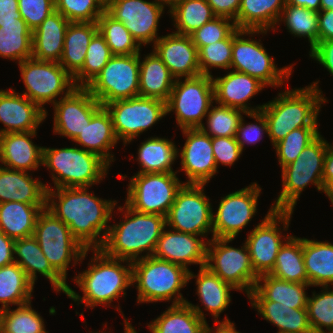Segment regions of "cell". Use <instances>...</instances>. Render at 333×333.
<instances>
[{
	"instance_id": "cell-1",
	"label": "cell",
	"mask_w": 333,
	"mask_h": 333,
	"mask_svg": "<svg viewBox=\"0 0 333 333\" xmlns=\"http://www.w3.org/2000/svg\"><path fill=\"white\" fill-rule=\"evenodd\" d=\"M46 187V208L69 227L85 249H100L117 201L99 198L89 193V187Z\"/></svg>"
},
{
	"instance_id": "cell-2",
	"label": "cell",
	"mask_w": 333,
	"mask_h": 333,
	"mask_svg": "<svg viewBox=\"0 0 333 333\" xmlns=\"http://www.w3.org/2000/svg\"><path fill=\"white\" fill-rule=\"evenodd\" d=\"M94 256L88 264V269L74 277L83 296L69 286L67 297L77 305L85 304L92 309L96 306H110L113 300L123 295L132 284V262L107 256L101 249H91ZM127 263L126 266L122 263Z\"/></svg>"
},
{
	"instance_id": "cell-3",
	"label": "cell",
	"mask_w": 333,
	"mask_h": 333,
	"mask_svg": "<svg viewBox=\"0 0 333 333\" xmlns=\"http://www.w3.org/2000/svg\"><path fill=\"white\" fill-rule=\"evenodd\" d=\"M118 210L124 213L125 219L118 224L109 225L100 249L107 256L130 262L153 256L158 239L167 227L166 218L162 215L138 212L126 203L123 207L118 206ZM142 252H146V255H141Z\"/></svg>"
},
{
	"instance_id": "cell-4",
	"label": "cell",
	"mask_w": 333,
	"mask_h": 333,
	"mask_svg": "<svg viewBox=\"0 0 333 333\" xmlns=\"http://www.w3.org/2000/svg\"><path fill=\"white\" fill-rule=\"evenodd\" d=\"M318 83L319 81H316L304 88H294V90L286 89L261 108L267 121V135L273 146L292 130L318 127L321 104L328 102Z\"/></svg>"
},
{
	"instance_id": "cell-5",
	"label": "cell",
	"mask_w": 333,
	"mask_h": 333,
	"mask_svg": "<svg viewBox=\"0 0 333 333\" xmlns=\"http://www.w3.org/2000/svg\"><path fill=\"white\" fill-rule=\"evenodd\" d=\"M184 266L154 256L132 262V284L137 293V303H153L170 300L172 305L186 303L180 290L188 284Z\"/></svg>"
},
{
	"instance_id": "cell-6",
	"label": "cell",
	"mask_w": 333,
	"mask_h": 333,
	"mask_svg": "<svg viewBox=\"0 0 333 333\" xmlns=\"http://www.w3.org/2000/svg\"><path fill=\"white\" fill-rule=\"evenodd\" d=\"M51 171L55 188L92 187L108 174L109 164L82 148L43 147V165Z\"/></svg>"
},
{
	"instance_id": "cell-7",
	"label": "cell",
	"mask_w": 333,
	"mask_h": 333,
	"mask_svg": "<svg viewBox=\"0 0 333 333\" xmlns=\"http://www.w3.org/2000/svg\"><path fill=\"white\" fill-rule=\"evenodd\" d=\"M328 145L319 134L294 162L281 169L282 190L272 204V210L294 211L299 196L309 184L315 185L318 192H324L322 174Z\"/></svg>"
},
{
	"instance_id": "cell-8",
	"label": "cell",
	"mask_w": 333,
	"mask_h": 333,
	"mask_svg": "<svg viewBox=\"0 0 333 333\" xmlns=\"http://www.w3.org/2000/svg\"><path fill=\"white\" fill-rule=\"evenodd\" d=\"M268 30L236 29L232 33L231 70L248 74L266 87H280L285 79L289 80L293 65L282 68L275 66L274 58L269 56L261 40L245 39L244 36L267 34ZM247 34V35H246ZM244 35V36H243Z\"/></svg>"
},
{
	"instance_id": "cell-9",
	"label": "cell",
	"mask_w": 333,
	"mask_h": 333,
	"mask_svg": "<svg viewBox=\"0 0 333 333\" xmlns=\"http://www.w3.org/2000/svg\"><path fill=\"white\" fill-rule=\"evenodd\" d=\"M33 236L52 268L67 281L71 261L74 265L86 258L90 249H85L72 235L69 227L47 208H44L36 221Z\"/></svg>"
},
{
	"instance_id": "cell-10",
	"label": "cell",
	"mask_w": 333,
	"mask_h": 333,
	"mask_svg": "<svg viewBox=\"0 0 333 333\" xmlns=\"http://www.w3.org/2000/svg\"><path fill=\"white\" fill-rule=\"evenodd\" d=\"M215 101L212 76L200 74L176 79L166 102L167 114L174 111L181 129L200 128Z\"/></svg>"
},
{
	"instance_id": "cell-11",
	"label": "cell",
	"mask_w": 333,
	"mask_h": 333,
	"mask_svg": "<svg viewBox=\"0 0 333 333\" xmlns=\"http://www.w3.org/2000/svg\"><path fill=\"white\" fill-rule=\"evenodd\" d=\"M18 64L26 87L23 95L44 110L46 117L45 104L54 105L58 96L66 97L76 88L73 77L58 62L29 58Z\"/></svg>"
},
{
	"instance_id": "cell-12",
	"label": "cell",
	"mask_w": 333,
	"mask_h": 333,
	"mask_svg": "<svg viewBox=\"0 0 333 333\" xmlns=\"http://www.w3.org/2000/svg\"><path fill=\"white\" fill-rule=\"evenodd\" d=\"M177 172L136 173L130 178L125 203L138 212L166 217L185 184L178 179Z\"/></svg>"
},
{
	"instance_id": "cell-13",
	"label": "cell",
	"mask_w": 333,
	"mask_h": 333,
	"mask_svg": "<svg viewBox=\"0 0 333 333\" xmlns=\"http://www.w3.org/2000/svg\"><path fill=\"white\" fill-rule=\"evenodd\" d=\"M85 88L102 106L139 96V53L113 55Z\"/></svg>"
},
{
	"instance_id": "cell-14",
	"label": "cell",
	"mask_w": 333,
	"mask_h": 333,
	"mask_svg": "<svg viewBox=\"0 0 333 333\" xmlns=\"http://www.w3.org/2000/svg\"><path fill=\"white\" fill-rule=\"evenodd\" d=\"M234 239L212 238L207 243L206 267L236 290L246 292L254 289L258 276L255 274L248 248L228 244Z\"/></svg>"
},
{
	"instance_id": "cell-15",
	"label": "cell",
	"mask_w": 333,
	"mask_h": 333,
	"mask_svg": "<svg viewBox=\"0 0 333 333\" xmlns=\"http://www.w3.org/2000/svg\"><path fill=\"white\" fill-rule=\"evenodd\" d=\"M104 107L118 141L123 140L125 146L167 115L166 102L142 96L117 100Z\"/></svg>"
},
{
	"instance_id": "cell-16",
	"label": "cell",
	"mask_w": 333,
	"mask_h": 333,
	"mask_svg": "<svg viewBox=\"0 0 333 333\" xmlns=\"http://www.w3.org/2000/svg\"><path fill=\"white\" fill-rule=\"evenodd\" d=\"M205 185L184 184L166 215V226L183 233L213 238V210ZM208 233V234H207Z\"/></svg>"
},
{
	"instance_id": "cell-17",
	"label": "cell",
	"mask_w": 333,
	"mask_h": 333,
	"mask_svg": "<svg viewBox=\"0 0 333 333\" xmlns=\"http://www.w3.org/2000/svg\"><path fill=\"white\" fill-rule=\"evenodd\" d=\"M293 212L270 208L261 223H258L247 235L245 244L253 270L258 277L273 270L280 247L291 236L287 234L282 236L279 224L283 223L282 230L287 231Z\"/></svg>"
},
{
	"instance_id": "cell-18",
	"label": "cell",
	"mask_w": 333,
	"mask_h": 333,
	"mask_svg": "<svg viewBox=\"0 0 333 333\" xmlns=\"http://www.w3.org/2000/svg\"><path fill=\"white\" fill-rule=\"evenodd\" d=\"M165 6L160 0H106L105 10L120 21L140 46L152 44ZM143 44V45H142Z\"/></svg>"
},
{
	"instance_id": "cell-19",
	"label": "cell",
	"mask_w": 333,
	"mask_h": 333,
	"mask_svg": "<svg viewBox=\"0 0 333 333\" xmlns=\"http://www.w3.org/2000/svg\"><path fill=\"white\" fill-rule=\"evenodd\" d=\"M256 182L224 197L213 212V238L235 239L257 212L261 187Z\"/></svg>"
},
{
	"instance_id": "cell-20",
	"label": "cell",
	"mask_w": 333,
	"mask_h": 333,
	"mask_svg": "<svg viewBox=\"0 0 333 333\" xmlns=\"http://www.w3.org/2000/svg\"><path fill=\"white\" fill-rule=\"evenodd\" d=\"M53 106V133L67 137L73 142L102 105L86 88L76 87Z\"/></svg>"
},
{
	"instance_id": "cell-21",
	"label": "cell",
	"mask_w": 333,
	"mask_h": 333,
	"mask_svg": "<svg viewBox=\"0 0 333 333\" xmlns=\"http://www.w3.org/2000/svg\"><path fill=\"white\" fill-rule=\"evenodd\" d=\"M186 142L180 150L181 170L185 172L188 180L185 184L205 185L216 175L212 138L200 128L181 129Z\"/></svg>"
},
{
	"instance_id": "cell-22",
	"label": "cell",
	"mask_w": 333,
	"mask_h": 333,
	"mask_svg": "<svg viewBox=\"0 0 333 333\" xmlns=\"http://www.w3.org/2000/svg\"><path fill=\"white\" fill-rule=\"evenodd\" d=\"M165 228L158 239L153 256L184 266L199 264V268L206 265L207 242L205 238Z\"/></svg>"
},
{
	"instance_id": "cell-23",
	"label": "cell",
	"mask_w": 333,
	"mask_h": 333,
	"mask_svg": "<svg viewBox=\"0 0 333 333\" xmlns=\"http://www.w3.org/2000/svg\"><path fill=\"white\" fill-rule=\"evenodd\" d=\"M46 112L14 89L0 90V134L37 131Z\"/></svg>"
},
{
	"instance_id": "cell-24",
	"label": "cell",
	"mask_w": 333,
	"mask_h": 333,
	"mask_svg": "<svg viewBox=\"0 0 333 333\" xmlns=\"http://www.w3.org/2000/svg\"><path fill=\"white\" fill-rule=\"evenodd\" d=\"M152 48L176 79L201 74L198 49L191 36L172 32L160 36Z\"/></svg>"
},
{
	"instance_id": "cell-25",
	"label": "cell",
	"mask_w": 333,
	"mask_h": 333,
	"mask_svg": "<svg viewBox=\"0 0 333 333\" xmlns=\"http://www.w3.org/2000/svg\"><path fill=\"white\" fill-rule=\"evenodd\" d=\"M213 79L215 103L221 106H227L243 110L245 113L260 111L264 104L249 107L250 100L265 85L258 79L244 73L229 71L223 77ZM248 103V104H247Z\"/></svg>"
},
{
	"instance_id": "cell-26",
	"label": "cell",
	"mask_w": 333,
	"mask_h": 333,
	"mask_svg": "<svg viewBox=\"0 0 333 333\" xmlns=\"http://www.w3.org/2000/svg\"><path fill=\"white\" fill-rule=\"evenodd\" d=\"M36 131L0 134V162L3 167L30 173L43 165V146L32 139Z\"/></svg>"
},
{
	"instance_id": "cell-27",
	"label": "cell",
	"mask_w": 333,
	"mask_h": 333,
	"mask_svg": "<svg viewBox=\"0 0 333 333\" xmlns=\"http://www.w3.org/2000/svg\"><path fill=\"white\" fill-rule=\"evenodd\" d=\"M13 252L16 255L15 263L25 271L34 285L39 273L50 281L52 289L57 293H67L68 283L52 268L33 235L15 240Z\"/></svg>"
},
{
	"instance_id": "cell-28",
	"label": "cell",
	"mask_w": 333,
	"mask_h": 333,
	"mask_svg": "<svg viewBox=\"0 0 333 333\" xmlns=\"http://www.w3.org/2000/svg\"><path fill=\"white\" fill-rule=\"evenodd\" d=\"M26 171L12 170L0 164V203L15 201L46 205L47 187Z\"/></svg>"
},
{
	"instance_id": "cell-29",
	"label": "cell",
	"mask_w": 333,
	"mask_h": 333,
	"mask_svg": "<svg viewBox=\"0 0 333 333\" xmlns=\"http://www.w3.org/2000/svg\"><path fill=\"white\" fill-rule=\"evenodd\" d=\"M82 149L99 155L109 165L114 162L111 149L116 146L118 139L115 135L112 119L104 106H101L91 117L83 131L73 141Z\"/></svg>"
},
{
	"instance_id": "cell-30",
	"label": "cell",
	"mask_w": 333,
	"mask_h": 333,
	"mask_svg": "<svg viewBox=\"0 0 333 333\" xmlns=\"http://www.w3.org/2000/svg\"><path fill=\"white\" fill-rule=\"evenodd\" d=\"M69 23L55 10L32 31V58L59 63Z\"/></svg>"
},
{
	"instance_id": "cell-31",
	"label": "cell",
	"mask_w": 333,
	"mask_h": 333,
	"mask_svg": "<svg viewBox=\"0 0 333 333\" xmlns=\"http://www.w3.org/2000/svg\"><path fill=\"white\" fill-rule=\"evenodd\" d=\"M207 321L200 306L190 303L172 305L148 324L151 333H205Z\"/></svg>"
},
{
	"instance_id": "cell-32",
	"label": "cell",
	"mask_w": 333,
	"mask_h": 333,
	"mask_svg": "<svg viewBox=\"0 0 333 333\" xmlns=\"http://www.w3.org/2000/svg\"><path fill=\"white\" fill-rule=\"evenodd\" d=\"M308 283L285 281L270 274L258 277L254 289L248 295L250 301H274L295 309L306 308Z\"/></svg>"
},
{
	"instance_id": "cell-33",
	"label": "cell",
	"mask_w": 333,
	"mask_h": 333,
	"mask_svg": "<svg viewBox=\"0 0 333 333\" xmlns=\"http://www.w3.org/2000/svg\"><path fill=\"white\" fill-rule=\"evenodd\" d=\"M139 53V96L167 102L176 78L152 50L141 61Z\"/></svg>"
},
{
	"instance_id": "cell-34",
	"label": "cell",
	"mask_w": 333,
	"mask_h": 333,
	"mask_svg": "<svg viewBox=\"0 0 333 333\" xmlns=\"http://www.w3.org/2000/svg\"><path fill=\"white\" fill-rule=\"evenodd\" d=\"M199 273L189 270L188 281L196 278V295L205 307L214 317V322H220L218 317L226 310L231 302L230 292L236 289L227 282H224L219 276L212 273L206 266L199 268Z\"/></svg>"
},
{
	"instance_id": "cell-35",
	"label": "cell",
	"mask_w": 333,
	"mask_h": 333,
	"mask_svg": "<svg viewBox=\"0 0 333 333\" xmlns=\"http://www.w3.org/2000/svg\"><path fill=\"white\" fill-rule=\"evenodd\" d=\"M46 205L15 201L0 203V230L14 240L32 236L37 218Z\"/></svg>"
},
{
	"instance_id": "cell-36",
	"label": "cell",
	"mask_w": 333,
	"mask_h": 333,
	"mask_svg": "<svg viewBox=\"0 0 333 333\" xmlns=\"http://www.w3.org/2000/svg\"><path fill=\"white\" fill-rule=\"evenodd\" d=\"M303 260L309 285H333V243L303 238Z\"/></svg>"
},
{
	"instance_id": "cell-37",
	"label": "cell",
	"mask_w": 333,
	"mask_h": 333,
	"mask_svg": "<svg viewBox=\"0 0 333 333\" xmlns=\"http://www.w3.org/2000/svg\"><path fill=\"white\" fill-rule=\"evenodd\" d=\"M98 32L97 22H70L59 64L73 77L83 66L90 40Z\"/></svg>"
},
{
	"instance_id": "cell-38",
	"label": "cell",
	"mask_w": 333,
	"mask_h": 333,
	"mask_svg": "<svg viewBox=\"0 0 333 333\" xmlns=\"http://www.w3.org/2000/svg\"><path fill=\"white\" fill-rule=\"evenodd\" d=\"M286 0H241L237 14V28L270 30L275 32Z\"/></svg>"
},
{
	"instance_id": "cell-39",
	"label": "cell",
	"mask_w": 333,
	"mask_h": 333,
	"mask_svg": "<svg viewBox=\"0 0 333 333\" xmlns=\"http://www.w3.org/2000/svg\"><path fill=\"white\" fill-rule=\"evenodd\" d=\"M259 315L278 328L277 333H307L312 331L307 308L295 309L274 301H250Z\"/></svg>"
},
{
	"instance_id": "cell-40",
	"label": "cell",
	"mask_w": 333,
	"mask_h": 333,
	"mask_svg": "<svg viewBox=\"0 0 333 333\" xmlns=\"http://www.w3.org/2000/svg\"><path fill=\"white\" fill-rule=\"evenodd\" d=\"M178 149L172 140L150 137L139 146L136 161L140 164L141 173H168L178 157Z\"/></svg>"
},
{
	"instance_id": "cell-41",
	"label": "cell",
	"mask_w": 333,
	"mask_h": 333,
	"mask_svg": "<svg viewBox=\"0 0 333 333\" xmlns=\"http://www.w3.org/2000/svg\"><path fill=\"white\" fill-rule=\"evenodd\" d=\"M271 276L295 283H308L303 260V238L290 236L280 247Z\"/></svg>"
},
{
	"instance_id": "cell-42",
	"label": "cell",
	"mask_w": 333,
	"mask_h": 333,
	"mask_svg": "<svg viewBox=\"0 0 333 333\" xmlns=\"http://www.w3.org/2000/svg\"><path fill=\"white\" fill-rule=\"evenodd\" d=\"M33 289L34 284L17 263L0 268V310L32 302Z\"/></svg>"
},
{
	"instance_id": "cell-43",
	"label": "cell",
	"mask_w": 333,
	"mask_h": 333,
	"mask_svg": "<svg viewBox=\"0 0 333 333\" xmlns=\"http://www.w3.org/2000/svg\"><path fill=\"white\" fill-rule=\"evenodd\" d=\"M0 57L18 63L32 58V30L22 18L0 23Z\"/></svg>"
},
{
	"instance_id": "cell-44",
	"label": "cell",
	"mask_w": 333,
	"mask_h": 333,
	"mask_svg": "<svg viewBox=\"0 0 333 333\" xmlns=\"http://www.w3.org/2000/svg\"><path fill=\"white\" fill-rule=\"evenodd\" d=\"M167 13H170L177 29L174 33L187 36L216 17L207 0H181Z\"/></svg>"
},
{
	"instance_id": "cell-45",
	"label": "cell",
	"mask_w": 333,
	"mask_h": 333,
	"mask_svg": "<svg viewBox=\"0 0 333 333\" xmlns=\"http://www.w3.org/2000/svg\"><path fill=\"white\" fill-rule=\"evenodd\" d=\"M98 32L105 39L113 55L140 53L141 46L127 28L106 10L97 21Z\"/></svg>"
},
{
	"instance_id": "cell-46",
	"label": "cell",
	"mask_w": 333,
	"mask_h": 333,
	"mask_svg": "<svg viewBox=\"0 0 333 333\" xmlns=\"http://www.w3.org/2000/svg\"><path fill=\"white\" fill-rule=\"evenodd\" d=\"M31 306L29 302L13 310H0V333H48L43 317Z\"/></svg>"
},
{
	"instance_id": "cell-47",
	"label": "cell",
	"mask_w": 333,
	"mask_h": 333,
	"mask_svg": "<svg viewBox=\"0 0 333 333\" xmlns=\"http://www.w3.org/2000/svg\"><path fill=\"white\" fill-rule=\"evenodd\" d=\"M284 22L290 34L295 37L306 38L310 43V50L318 43V13L304 7L285 4L279 22Z\"/></svg>"
},
{
	"instance_id": "cell-48",
	"label": "cell",
	"mask_w": 333,
	"mask_h": 333,
	"mask_svg": "<svg viewBox=\"0 0 333 333\" xmlns=\"http://www.w3.org/2000/svg\"><path fill=\"white\" fill-rule=\"evenodd\" d=\"M113 56L105 39L97 32L90 40L82 68L73 76L76 87H86Z\"/></svg>"
},
{
	"instance_id": "cell-49",
	"label": "cell",
	"mask_w": 333,
	"mask_h": 333,
	"mask_svg": "<svg viewBox=\"0 0 333 333\" xmlns=\"http://www.w3.org/2000/svg\"><path fill=\"white\" fill-rule=\"evenodd\" d=\"M245 114L243 110L227 107V106H213L210 107L208 114L205 116L206 125L203 124L200 129L208 134L211 138L214 137H236L239 123L242 115ZM208 119V120H207Z\"/></svg>"
},
{
	"instance_id": "cell-50",
	"label": "cell",
	"mask_w": 333,
	"mask_h": 333,
	"mask_svg": "<svg viewBox=\"0 0 333 333\" xmlns=\"http://www.w3.org/2000/svg\"><path fill=\"white\" fill-rule=\"evenodd\" d=\"M322 289L321 293L312 292V297H308V319L313 332L333 333V290L328 286ZM323 327L329 332H325Z\"/></svg>"
},
{
	"instance_id": "cell-51",
	"label": "cell",
	"mask_w": 333,
	"mask_h": 333,
	"mask_svg": "<svg viewBox=\"0 0 333 333\" xmlns=\"http://www.w3.org/2000/svg\"><path fill=\"white\" fill-rule=\"evenodd\" d=\"M320 134L318 127H302L289 132L273 147L281 169L294 162L302 150Z\"/></svg>"
},
{
	"instance_id": "cell-52",
	"label": "cell",
	"mask_w": 333,
	"mask_h": 333,
	"mask_svg": "<svg viewBox=\"0 0 333 333\" xmlns=\"http://www.w3.org/2000/svg\"><path fill=\"white\" fill-rule=\"evenodd\" d=\"M55 10L69 22H97L106 0H54Z\"/></svg>"
},
{
	"instance_id": "cell-53",
	"label": "cell",
	"mask_w": 333,
	"mask_h": 333,
	"mask_svg": "<svg viewBox=\"0 0 333 333\" xmlns=\"http://www.w3.org/2000/svg\"><path fill=\"white\" fill-rule=\"evenodd\" d=\"M232 59V34L221 41L201 47L198 50L200 72L211 75L212 68L231 69Z\"/></svg>"
},
{
	"instance_id": "cell-54",
	"label": "cell",
	"mask_w": 333,
	"mask_h": 333,
	"mask_svg": "<svg viewBox=\"0 0 333 333\" xmlns=\"http://www.w3.org/2000/svg\"><path fill=\"white\" fill-rule=\"evenodd\" d=\"M236 29V24L231 19L216 16L190 36L199 50L203 46L228 38Z\"/></svg>"
},
{
	"instance_id": "cell-55",
	"label": "cell",
	"mask_w": 333,
	"mask_h": 333,
	"mask_svg": "<svg viewBox=\"0 0 333 333\" xmlns=\"http://www.w3.org/2000/svg\"><path fill=\"white\" fill-rule=\"evenodd\" d=\"M19 13L27 26L34 31L55 11L54 0H18Z\"/></svg>"
},
{
	"instance_id": "cell-56",
	"label": "cell",
	"mask_w": 333,
	"mask_h": 333,
	"mask_svg": "<svg viewBox=\"0 0 333 333\" xmlns=\"http://www.w3.org/2000/svg\"><path fill=\"white\" fill-rule=\"evenodd\" d=\"M250 118L255 119V123H246L244 121V117H242L237 133H236V140L241 147L242 151L245 149L244 146L245 144H256L260 140H262L263 134L267 133L268 134V126H267V121L264 117L263 112L256 111V112H250V113H245Z\"/></svg>"
},
{
	"instance_id": "cell-57",
	"label": "cell",
	"mask_w": 333,
	"mask_h": 333,
	"mask_svg": "<svg viewBox=\"0 0 333 333\" xmlns=\"http://www.w3.org/2000/svg\"><path fill=\"white\" fill-rule=\"evenodd\" d=\"M212 150L215 163L218 165L232 166L238 161L243 151L236 137H214L212 138Z\"/></svg>"
},
{
	"instance_id": "cell-58",
	"label": "cell",
	"mask_w": 333,
	"mask_h": 333,
	"mask_svg": "<svg viewBox=\"0 0 333 333\" xmlns=\"http://www.w3.org/2000/svg\"><path fill=\"white\" fill-rule=\"evenodd\" d=\"M312 59L321 64L333 76V40L318 41L309 51Z\"/></svg>"
},
{
	"instance_id": "cell-59",
	"label": "cell",
	"mask_w": 333,
	"mask_h": 333,
	"mask_svg": "<svg viewBox=\"0 0 333 333\" xmlns=\"http://www.w3.org/2000/svg\"><path fill=\"white\" fill-rule=\"evenodd\" d=\"M213 13L217 17H225L235 22L237 27V14L241 0H207Z\"/></svg>"
},
{
	"instance_id": "cell-60",
	"label": "cell",
	"mask_w": 333,
	"mask_h": 333,
	"mask_svg": "<svg viewBox=\"0 0 333 333\" xmlns=\"http://www.w3.org/2000/svg\"><path fill=\"white\" fill-rule=\"evenodd\" d=\"M333 40V10L318 13V41Z\"/></svg>"
},
{
	"instance_id": "cell-61",
	"label": "cell",
	"mask_w": 333,
	"mask_h": 333,
	"mask_svg": "<svg viewBox=\"0 0 333 333\" xmlns=\"http://www.w3.org/2000/svg\"><path fill=\"white\" fill-rule=\"evenodd\" d=\"M21 18L18 0H0V23L17 22Z\"/></svg>"
},
{
	"instance_id": "cell-62",
	"label": "cell",
	"mask_w": 333,
	"mask_h": 333,
	"mask_svg": "<svg viewBox=\"0 0 333 333\" xmlns=\"http://www.w3.org/2000/svg\"><path fill=\"white\" fill-rule=\"evenodd\" d=\"M14 239L0 230V268L14 263Z\"/></svg>"
},
{
	"instance_id": "cell-63",
	"label": "cell",
	"mask_w": 333,
	"mask_h": 333,
	"mask_svg": "<svg viewBox=\"0 0 333 333\" xmlns=\"http://www.w3.org/2000/svg\"><path fill=\"white\" fill-rule=\"evenodd\" d=\"M322 180L324 187L333 180V145L329 144L324 158Z\"/></svg>"
},
{
	"instance_id": "cell-64",
	"label": "cell",
	"mask_w": 333,
	"mask_h": 333,
	"mask_svg": "<svg viewBox=\"0 0 333 333\" xmlns=\"http://www.w3.org/2000/svg\"><path fill=\"white\" fill-rule=\"evenodd\" d=\"M215 329H211L206 325L205 333H241L235 329L234 322H231L227 316L220 322H215Z\"/></svg>"
},
{
	"instance_id": "cell-65",
	"label": "cell",
	"mask_w": 333,
	"mask_h": 333,
	"mask_svg": "<svg viewBox=\"0 0 333 333\" xmlns=\"http://www.w3.org/2000/svg\"><path fill=\"white\" fill-rule=\"evenodd\" d=\"M288 5L304 7L319 13L321 11V0H286Z\"/></svg>"
},
{
	"instance_id": "cell-66",
	"label": "cell",
	"mask_w": 333,
	"mask_h": 333,
	"mask_svg": "<svg viewBox=\"0 0 333 333\" xmlns=\"http://www.w3.org/2000/svg\"><path fill=\"white\" fill-rule=\"evenodd\" d=\"M325 195L329 198L333 205V180H331L324 188Z\"/></svg>"
},
{
	"instance_id": "cell-67",
	"label": "cell",
	"mask_w": 333,
	"mask_h": 333,
	"mask_svg": "<svg viewBox=\"0 0 333 333\" xmlns=\"http://www.w3.org/2000/svg\"><path fill=\"white\" fill-rule=\"evenodd\" d=\"M333 10V0H321V11Z\"/></svg>"
},
{
	"instance_id": "cell-68",
	"label": "cell",
	"mask_w": 333,
	"mask_h": 333,
	"mask_svg": "<svg viewBox=\"0 0 333 333\" xmlns=\"http://www.w3.org/2000/svg\"><path fill=\"white\" fill-rule=\"evenodd\" d=\"M162 2V4L164 6H168L169 8H171L172 6H174L177 2L181 1V0H160Z\"/></svg>"
}]
</instances>
